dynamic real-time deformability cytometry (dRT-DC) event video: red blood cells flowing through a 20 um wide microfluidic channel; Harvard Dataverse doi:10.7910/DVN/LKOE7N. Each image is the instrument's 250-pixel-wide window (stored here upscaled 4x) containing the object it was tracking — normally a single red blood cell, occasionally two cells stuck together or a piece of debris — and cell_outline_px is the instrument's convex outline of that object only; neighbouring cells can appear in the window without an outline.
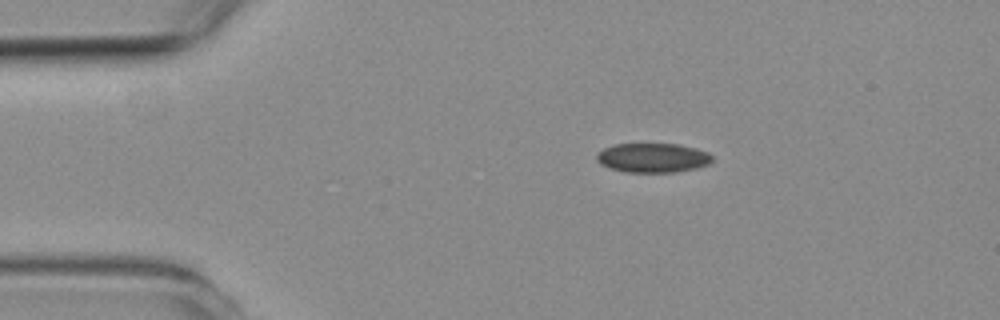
{"species": "common noctule bat (a hibernating species)", "species_latin": "Nyctalus noctula", "temperature_condition": "room temperature", "stored_images_in_passage": 3, "camera_frame_rate_fps": 3000, "um_per_image_px": 0.085, "animal": {"sex": "female", "body_mass_g": 19.3, "forearm_length_mm": 54.1}, "frame": {"image": 1, "passage_image": 1, "time_ms": 0.0, "image_size_px": [1000, 320], "cell_outline_px": [[712, 160], [708, 164], [696, 168], [676, 172], [624, 172], [600, 164], [596, 160], [596, 152], [604, 148], [616, 144], [680, 144], [696, 148], [708, 152], [712, 156]], "centroid_in_image_um": [55.48, 13.41], "position_along_channel_um": 29.5, "area_um2": 19.83}}
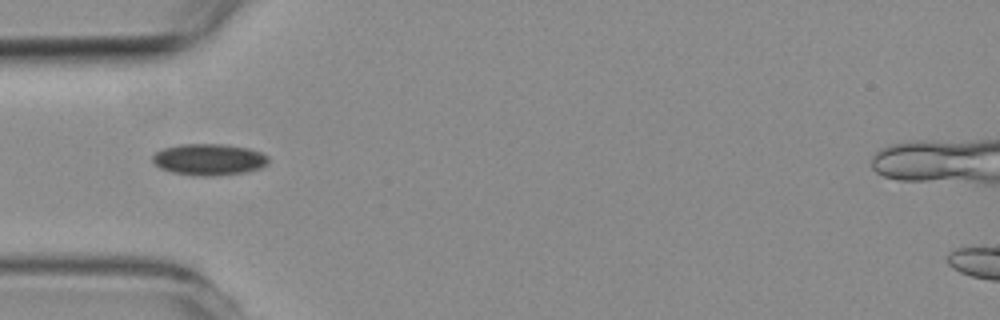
{"frame": {"image": 2, "passage_image": 3, "time_ms": 2.333, "image_size_px": [1000, 320], "cell_outline_px": [[268, 164], [260, 168], [244, 172], [208, 176], [204, 176], [172, 172], [160, 168], [152, 160], [152, 156], [156, 152], [164, 148], [180, 144], [220, 144], [248, 148], [260, 152], [268, 156]], "centroid_in_image_um": [17.76, 13.55], "position_along_channel_um": 67.2, "area_um2": 20.98}}